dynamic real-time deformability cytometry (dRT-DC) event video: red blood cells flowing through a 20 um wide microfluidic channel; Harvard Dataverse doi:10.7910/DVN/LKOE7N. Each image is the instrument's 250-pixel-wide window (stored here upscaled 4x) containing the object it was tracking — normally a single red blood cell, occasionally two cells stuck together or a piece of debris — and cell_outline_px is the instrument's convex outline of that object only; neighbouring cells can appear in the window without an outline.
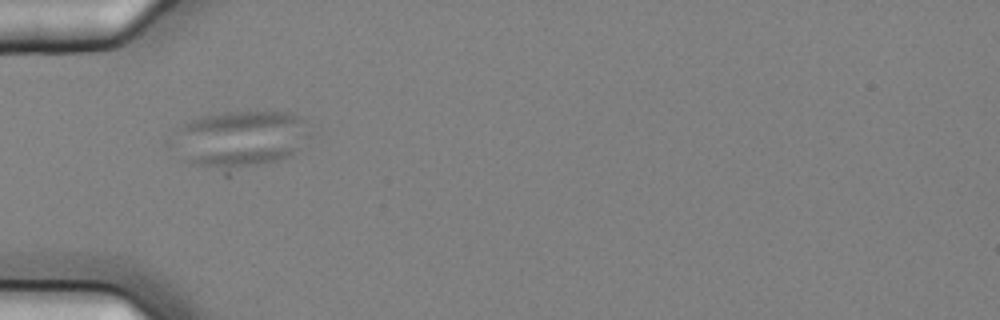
{"species": "common noctule bat (a hibernating species)", "species_latin": "Nyctalus noctula", "temperature_condition": "cold", "stored_images_in_passage": 6, "camera_frame_rate_fps": 3000, "um_per_image_px": 0.085, "animal": {"sex": "female", "body_mass_g": 25.1}, "frame": {"image": 1, "passage_image": 5, "time_ms": 1.333, "image_size_px": [1000, 320], "cell_outline_px": [[308, 136], [300, 148], [292, 156], [228, 176], [224, 176], [180, 160], [176, 132], [176, 128], [192, 120], [204, 116], [228, 112], [292, 112], [300, 116], [304, 120], [308, 132]], "centroid_in_image_um": [20.42, 11.92], "position_along_channel_um": 64.6, "area_um2": 46.7}}